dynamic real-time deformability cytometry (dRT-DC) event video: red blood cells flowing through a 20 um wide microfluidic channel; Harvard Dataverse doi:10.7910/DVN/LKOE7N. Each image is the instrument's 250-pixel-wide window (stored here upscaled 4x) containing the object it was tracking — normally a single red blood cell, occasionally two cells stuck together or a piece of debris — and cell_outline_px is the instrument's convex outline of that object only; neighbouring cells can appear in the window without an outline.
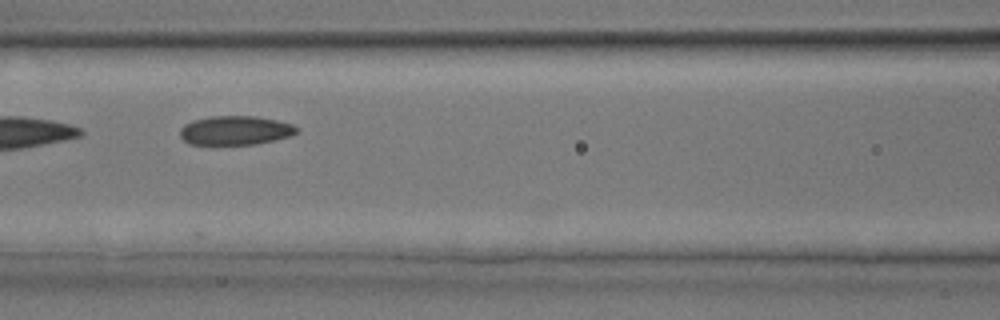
{"species": "common noctule bat (a hibernating species)", "species_latin": "Nyctalus noctula", "temperature_condition": "room temperature", "stored_images_in_passage": 11, "camera_frame_rate_fps": 3000, "um_per_image_px": 0.085, "animal": {"sex": "male", "body_mass_g": 17.9, "forearm_length_mm": 54.2}, "frame": {"image": 1, "passage_image": 6, "time_ms": 1.667, "image_size_px": [1000, 320], "cell_outline_px": [[296, 132], [292, 136], [256, 144], [188, 144], [180, 136], [180, 128], [184, 124], [192, 120], [212, 116], [256, 116], [276, 120], [292, 124], [296, 128]], "centroid_in_image_um": [19.97, 11.08], "position_along_channel_um": 146.6, "area_um2": 19.71}}